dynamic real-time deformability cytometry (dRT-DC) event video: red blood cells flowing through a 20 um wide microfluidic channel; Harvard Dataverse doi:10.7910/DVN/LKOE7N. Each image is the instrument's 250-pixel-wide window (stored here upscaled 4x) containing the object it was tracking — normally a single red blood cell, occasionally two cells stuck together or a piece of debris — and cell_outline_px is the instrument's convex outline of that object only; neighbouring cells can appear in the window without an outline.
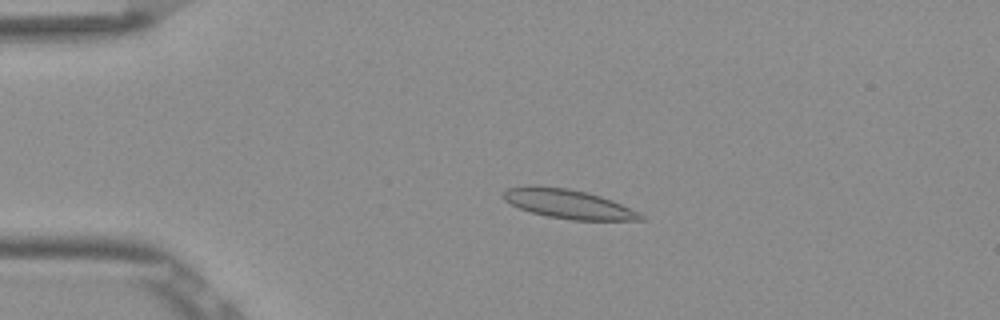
{"species": "Egyptian fruit bat (a non-hibernating species)", "species_latin": "Rousettus aegyptiacus", "temperature_condition": "room temperature", "stored_images_in_passage": 53, "camera_frame_rate_fps": 3000, "um_per_image_px": 0.085, "frame": {"image": 1, "passage_image": 12, "time_ms": 3.667, "image_size_px": [1000, 320], "cell_outline_px": [[644, 220], [572, 220], [548, 216], [532, 212], [520, 208], [504, 200], [504, 192], [508, 188], [524, 184], [536, 184], [568, 188], [588, 192], [612, 200], [640, 212], [644, 216]], "centroid_in_image_um": [48.3, 17.31], "position_along_channel_um": 36.7, "area_um2": 23.52}}
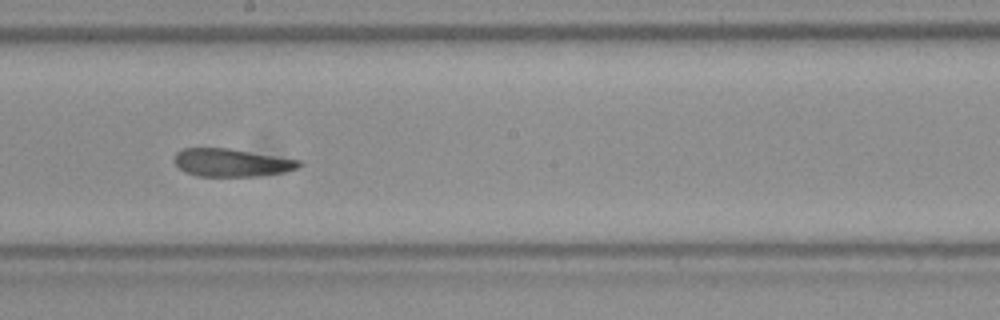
{"frame": {"image": 2, "passage_image": 30, "time_ms": 9.667, "image_size_px": [1000, 320], "cell_outline_px": [[304, 164], [300, 168], [284, 172], [252, 176], [196, 176], [184, 172], [172, 160], [176, 152], [184, 148], [228, 148], [304, 160]], "centroid_in_image_um": [19.72, 13.82], "position_along_channel_um": 228.5, "area_um2": 20.58}}
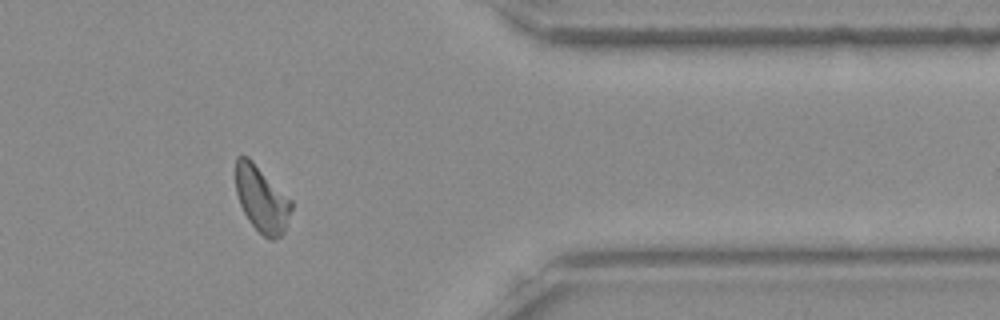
{"frame": {"image": 3, "passage_image": 44, "time_ms": 14.333, "image_size_px": [1000, 320], "cell_outline_px": [[292, 208], [284, 232], [280, 236], [272, 240], [268, 240], [248, 220], [240, 204], [236, 192], [236, 156], [248, 156], [292, 200]], "centroid_in_image_um": [22.25, 16.92], "position_along_channel_um": 389.2, "area_um2": 21.27}, "authors_computed_cell_mechanics": {"area_um2": 22.0218, "velocity_mm_per_s": 3.849, "shape_relaxation_time_tau1_ms": null, "shape_relaxation_time_tau2_ms": 2.23, "deformation_change_tau1": null, "deformation_change_tau2": 0.0883}}